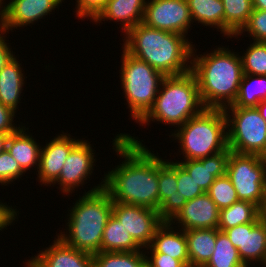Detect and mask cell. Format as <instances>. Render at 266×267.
<instances>
[{
    "mask_svg": "<svg viewBox=\"0 0 266 267\" xmlns=\"http://www.w3.org/2000/svg\"><path fill=\"white\" fill-rule=\"evenodd\" d=\"M255 77L243 73L236 100L229 107L252 108L262 100H266V75H258V77L256 75ZM252 78L253 80H251Z\"/></svg>",
    "mask_w": 266,
    "mask_h": 267,
    "instance_id": "4316f807",
    "label": "cell"
},
{
    "mask_svg": "<svg viewBox=\"0 0 266 267\" xmlns=\"http://www.w3.org/2000/svg\"><path fill=\"white\" fill-rule=\"evenodd\" d=\"M108 0H77V16L94 20L105 7Z\"/></svg>",
    "mask_w": 266,
    "mask_h": 267,
    "instance_id": "8d00e7d4",
    "label": "cell"
},
{
    "mask_svg": "<svg viewBox=\"0 0 266 267\" xmlns=\"http://www.w3.org/2000/svg\"><path fill=\"white\" fill-rule=\"evenodd\" d=\"M60 135L41 148L37 172L40 182L45 185L55 183L69 153L81 141L70 138V135L69 137L66 134Z\"/></svg>",
    "mask_w": 266,
    "mask_h": 267,
    "instance_id": "2e32d148",
    "label": "cell"
},
{
    "mask_svg": "<svg viewBox=\"0 0 266 267\" xmlns=\"http://www.w3.org/2000/svg\"><path fill=\"white\" fill-rule=\"evenodd\" d=\"M147 257V267H187L181 260L175 259L163 253H151Z\"/></svg>",
    "mask_w": 266,
    "mask_h": 267,
    "instance_id": "f35d334b",
    "label": "cell"
},
{
    "mask_svg": "<svg viewBox=\"0 0 266 267\" xmlns=\"http://www.w3.org/2000/svg\"><path fill=\"white\" fill-rule=\"evenodd\" d=\"M224 5V35L238 34L253 11L252 0H222Z\"/></svg>",
    "mask_w": 266,
    "mask_h": 267,
    "instance_id": "f1b7e54d",
    "label": "cell"
},
{
    "mask_svg": "<svg viewBox=\"0 0 266 267\" xmlns=\"http://www.w3.org/2000/svg\"><path fill=\"white\" fill-rule=\"evenodd\" d=\"M230 152L227 147L224 151L199 160H186L178 163L203 191L207 192L216 178L226 175Z\"/></svg>",
    "mask_w": 266,
    "mask_h": 267,
    "instance_id": "ac0fdd59",
    "label": "cell"
},
{
    "mask_svg": "<svg viewBox=\"0 0 266 267\" xmlns=\"http://www.w3.org/2000/svg\"><path fill=\"white\" fill-rule=\"evenodd\" d=\"M171 224L168 219H165L156 229L151 245L145 248H150L152 253L167 254L190 267L185 231L175 232L172 230L173 227H170Z\"/></svg>",
    "mask_w": 266,
    "mask_h": 267,
    "instance_id": "d6986e66",
    "label": "cell"
},
{
    "mask_svg": "<svg viewBox=\"0 0 266 267\" xmlns=\"http://www.w3.org/2000/svg\"><path fill=\"white\" fill-rule=\"evenodd\" d=\"M243 31L249 32L255 42H266V10L253 9L248 22L235 36Z\"/></svg>",
    "mask_w": 266,
    "mask_h": 267,
    "instance_id": "e575fe53",
    "label": "cell"
},
{
    "mask_svg": "<svg viewBox=\"0 0 266 267\" xmlns=\"http://www.w3.org/2000/svg\"><path fill=\"white\" fill-rule=\"evenodd\" d=\"M125 35L127 39L123 49L164 76H177L191 71L190 65L185 63L195 55L185 35L150 28L144 23L129 29Z\"/></svg>",
    "mask_w": 266,
    "mask_h": 267,
    "instance_id": "7a4b0ae2",
    "label": "cell"
},
{
    "mask_svg": "<svg viewBox=\"0 0 266 267\" xmlns=\"http://www.w3.org/2000/svg\"><path fill=\"white\" fill-rule=\"evenodd\" d=\"M192 21L187 0H151L146 2L143 23L154 29L184 35Z\"/></svg>",
    "mask_w": 266,
    "mask_h": 267,
    "instance_id": "30bf717a",
    "label": "cell"
},
{
    "mask_svg": "<svg viewBox=\"0 0 266 267\" xmlns=\"http://www.w3.org/2000/svg\"><path fill=\"white\" fill-rule=\"evenodd\" d=\"M62 0H11L0 10V26L8 30L23 27L50 14Z\"/></svg>",
    "mask_w": 266,
    "mask_h": 267,
    "instance_id": "5bb4252c",
    "label": "cell"
},
{
    "mask_svg": "<svg viewBox=\"0 0 266 267\" xmlns=\"http://www.w3.org/2000/svg\"><path fill=\"white\" fill-rule=\"evenodd\" d=\"M203 267H246L225 232L216 228L215 250Z\"/></svg>",
    "mask_w": 266,
    "mask_h": 267,
    "instance_id": "f546056e",
    "label": "cell"
},
{
    "mask_svg": "<svg viewBox=\"0 0 266 267\" xmlns=\"http://www.w3.org/2000/svg\"><path fill=\"white\" fill-rule=\"evenodd\" d=\"M207 193L219 210L239 201L237 192L227 175L216 178Z\"/></svg>",
    "mask_w": 266,
    "mask_h": 267,
    "instance_id": "d6a6232c",
    "label": "cell"
},
{
    "mask_svg": "<svg viewBox=\"0 0 266 267\" xmlns=\"http://www.w3.org/2000/svg\"><path fill=\"white\" fill-rule=\"evenodd\" d=\"M196 57L190 61L191 72L197 80L204 107L224 109L232 105L243 76L241 56L220 47L212 53Z\"/></svg>",
    "mask_w": 266,
    "mask_h": 267,
    "instance_id": "3957f363",
    "label": "cell"
},
{
    "mask_svg": "<svg viewBox=\"0 0 266 267\" xmlns=\"http://www.w3.org/2000/svg\"><path fill=\"white\" fill-rule=\"evenodd\" d=\"M134 252H99L93 255L94 267H147V256Z\"/></svg>",
    "mask_w": 266,
    "mask_h": 267,
    "instance_id": "4dcf8cb0",
    "label": "cell"
},
{
    "mask_svg": "<svg viewBox=\"0 0 266 267\" xmlns=\"http://www.w3.org/2000/svg\"><path fill=\"white\" fill-rule=\"evenodd\" d=\"M14 116L15 111L0 102V133L10 135L20 129L12 124Z\"/></svg>",
    "mask_w": 266,
    "mask_h": 267,
    "instance_id": "74e56055",
    "label": "cell"
},
{
    "mask_svg": "<svg viewBox=\"0 0 266 267\" xmlns=\"http://www.w3.org/2000/svg\"><path fill=\"white\" fill-rule=\"evenodd\" d=\"M146 2L145 0H108L94 22L97 23L102 19L121 21L125 33L137 24L143 23Z\"/></svg>",
    "mask_w": 266,
    "mask_h": 267,
    "instance_id": "ffe728a7",
    "label": "cell"
},
{
    "mask_svg": "<svg viewBox=\"0 0 266 267\" xmlns=\"http://www.w3.org/2000/svg\"><path fill=\"white\" fill-rule=\"evenodd\" d=\"M192 20L217 26L224 33V5L222 0H187Z\"/></svg>",
    "mask_w": 266,
    "mask_h": 267,
    "instance_id": "83f0119b",
    "label": "cell"
},
{
    "mask_svg": "<svg viewBox=\"0 0 266 267\" xmlns=\"http://www.w3.org/2000/svg\"><path fill=\"white\" fill-rule=\"evenodd\" d=\"M253 9L266 10V0H252Z\"/></svg>",
    "mask_w": 266,
    "mask_h": 267,
    "instance_id": "b9f144b4",
    "label": "cell"
},
{
    "mask_svg": "<svg viewBox=\"0 0 266 267\" xmlns=\"http://www.w3.org/2000/svg\"><path fill=\"white\" fill-rule=\"evenodd\" d=\"M247 267L251 261L266 266V220L240 224L224 231ZM250 261V262H248Z\"/></svg>",
    "mask_w": 266,
    "mask_h": 267,
    "instance_id": "7c38bea8",
    "label": "cell"
},
{
    "mask_svg": "<svg viewBox=\"0 0 266 267\" xmlns=\"http://www.w3.org/2000/svg\"><path fill=\"white\" fill-rule=\"evenodd\" d=\"M113 145L125 161L103 179L112 201L159 211L158 156L128 134L117 135Z\"/></svg>",
    "mask_w": 266,
    "mask_h": 267,
    "instance_id": "6da1fadb",
    "label": "cell"
},
{
    "mask_svg": "<svg viewBox=\"0 0 266 267\" xmlns=\"http://www.w3.org/2000/svg\"><path fill=\"white\" fill-rule=\"evenodd\" d=\"M142 248L112 214L102 235V252H134Z\"/></svg>",
    "mask_w": 266,
    "mask_h": 267,
    "instance_id": "d4e9b609",
    "label": "cell"
},
{
    "mask_svg": "<svg viewBox=\"0 0 266 267\" xmlns=\"http://www.w3.org/2000/svg\"><path fill=\"white\" fill-rule=\"evenodd\" d=\"M112 214L141 247L151 244L156 229L166 219L155 209L119 202H113Z\"/></svg>",
    "mask_w": 266,
    "mask_h": 267,
    "instance_id": "8fae6325",
    "label": "cell"
},
{
    "mask_svg": "<svg viewBox=\"0 0 266 267\" xmlns=\"http://www.w3.org/2000/svg\"><path fill=\"white\" fill-rule=\"evenodd\" d=\"M161 85L160 89L163 90L159 89L153 107L139 123L147 124L153 119L173 126H182L205 109L197 80L191 71L177 76H165Z\"/></svg>",
    "mask_w": 266,
    "mask_h": 267,
    "instance_id": "5b68a950",
    "label": "cell"
},
{
    "mask_svg": "<svg viewBox=\"0 0 266 267\" xmlns=\"http://www.w3.org/2000/svg\"><path fill=\"white\" fill-rule=\"evenodd\" d=\"M28 260V267H94L93 255L65 244L59 237L45 251Z\"/></svg>",
    "mask_w": 266,
    "mask_h": 267,
    "instance_id": "e0dca14e",
    "label": "cell"
},
{
    "mask_svg": "<svg viewBox=\"0 0 266 267\" xmlns=\"http://www.w3.org/2000/svg\"><path fill=\"white\" fill-rule=\"evenodd\" d=\"M87 141H80L69 153L59 178L55 181L60 184L63 193H69L91 175L95 153ZM90 174V175H88Z\"/></svg>",
    "mask_w": 266,
    "mask_h": 267,
    "instance_id": "9a60e30c",
    "label": "cell"
},
{
    "mask_svg": "<svg viewBox=\"0 0 266 267\" xmlns=\"http://www.w3.org/2000/svg\"><path fill=\"white\" fill-rule=\"evenodd\" d=\"M262 217L266 220V202H265V205L262 209Z\"/></svg>",
    "mask_w": 266,
    "mask_h": 267,
    "instance_id": "f6af8a7d",
    "label": "cell"
},
{
    "mask_svg": "<svg viewBox=\"0 0 266 267\" xmlns=\"http://www.w3.org/2000/svg\"><path fill=\"white\" fill-rule=\"evenodd\" d=\"M16 211L11 207L5 206L4 204H0V230L4 229V227L9 226L10 223L15 220Z\"/></svg>",
    "mask_w": 266,
    "mask_h": 267,
    "instance_id": "60d3db41",
    "label": "cell"
},
{
    "mask_svg": "<svg viewBox=\"0 0 266 267\" xmlns=\"http://www.w3.org/2000/svg\"><path fill=\"white\" fill-rule=\"evenodd\" d=\"M257 110L259 111L262 118L266 121V100H262L257 106Z\"/></svg>",
    "mask_w": 266,
    "mask_h": 267,
    "instance_id": "7bdbcfd3",
    "label": "cell"
},
{
    "mask_svg": "<svg viewBox=\"0 0 266 267\" xmlns=\"http://www.w3.org/2000/svg\"><path fill=\"white\" fill-rule=\"evenodd\" d=\"M6 31H7L6 29L0 26L1 34L6 33ZM1 34H0V70L14 57L11 50L9 49V46L3 39L4 36L2 37Z\"/></svg>",
    "mask_w": 266,
    "mask_h": 267,
    "instance_id": "ab89813d",
    "label": "cell"
},
{
    "mask_svg": "<svg viewBox=\"0 0 266 267\" xmlns=\"http://www.w3.org/2000/svg\"><path fill=\"white\" fill-rule=\"evenodd\" d=\"M227 109H231L232 119ZM223 110L227 118V126L232 125L227 130V146L230 151L264 157L266 155V121L257 108L227 106Z\"/></svg>",
    "mask_w": 266,
    "mask_h": 267,
    "instance_id": "ba28073f",
    "label": "cell"
},
{
    "mask_svg": "<svg viewBox=\"0 0 266 267\" xmlns=\"http://www.w3.org/2000/svg\"><path fill=\"white\" fill-rule=\"evenodd\" d=\"M220 210L207 192L186 201L167 219L177 220L181 230L218 228Z\"/></svg>",
    "mask_w": 266,
    "mask_h": 267,
    "instance_id": "4fadbf2b",
    "label": "cell"
},
{
    "mask_svg": "<svg viewBox=\"0 0 266 267\" xmlns=\"http://www.w3.org/2000/svg\"><path fill=\"white\" fill-rule=\"evenodd\" d=\"M243 73L266 75V42H253L241 57Z\"/></svg>",
    "mask_w": 266,
    "mask_h": 267,
    "instance_id": "1f68e13d",
    "label": "cell"
},
{
    "mask_svg": "<svg viewBox=\"0 0 266 267\" xmlns=\"http://www.w3.org/2000/svg\"><path fill=\"white\" fill-rule=\"evenodd\" d=\"M24 173L18 162L5 149L0 153V183H6L16 180Z\"/></svg>",
    "mask_w": 266,
    "mask_h": 267,
    "instance_id": "d590c367",
    "label": "cell"
},
{
    "mask_svg": "<svg viewBox=\"0 0 266 267\" xmlns=\"http://www.w3.org/2000/svg\"><path fill=\"white\" fill-rule=\"evenodd\" d=\"M71 210L69 234L61 233L58 237L77 250L92 255L101 252L103 231L113 213V201L104 184L85 193Z\"/></svg>",
    "mask_w": 266,
    "mask_h": 267,
    "instance_id": "277c9868",
    "label": "cell"
},
{
    "mask_svg": "<svg viewBox=\"0 0 266 267\" xmlns=\"http://www.w3.org/2000/svg\"><path fill=\"white\" fill-rule=\"evenodd\" d=\"M190 267H203L215 250L216 228L184 230Z\"/></svg>",
    "mask_w": 266,
    "mask_h": 267,
    "instance_id": "603a6c76",
    "label": "cell"
},
{
    "mask_svg": "<svg viewBox=\"0 0 266 267\" xmlns=\"http://www.w3.org/2000/svg\"><path fill=\"white\" fill-rule=\"evenodd\" d=\"M226 175L239 200L252 202L263 209L266 202V160L263 156L231 151Z\"/></svg>",
    "mask_w": 266,
    "mask_h": 267,
    "instance_id": "9c48e42d",
    "label": "cell"
},
{
    "mask_svg": "<svg viewBox=\"0 0 266 267\" xmlns=\"http://www.w3.org/2000/svg\"><path fill=\"white\" fill-rule=\"evenodd\" d=\"M178 207L186 201L203 194V189L194 181L187 171L177 162Z\"/></svg>",
    "mask_w": 266,
    "mask_h": 267,
    "instance_id": "836d02e7",
    "label": "cell"
},
{
    "mask_svg": "<svg viewBox=\"0 0 266 267\" xmlns=\"http://www.w3.org/2000/svg\"><path fill=\"white\" fill-rule=\"evenodd\" d=\"M159 212L167 219L178 208L177 163L158 158Z\"/></svg>",
    "mask_w": 266,
    "mask_h": 267,
    "instance_id": "44dd1931",
    "label": "cell"
},
{
    "mask_svg": "<svg viewBox=\"0 0 266 267\" xmlns=\"http://www.w3.org/2000/svg\"><path fill=\"white\" fill-rule=\"evenodd\" d=\"M2 1H3V0H0V8H2V7H1V6H2Z\"/></svg>",
    "mask_w": 266,
    "mask_h": 267,
    "instance_id": "bcb514c9",
    "label": "cell"
},
{
    "mask_svg": "<svg viewBox=\"0 0 266 267\" xmlns=\"http://www.w3.org/2000/svg\"><path fill=\"white\" fill-rule=\"evenodd\" d=\"M22 69L13 57L0 70V102L16 111L24 84Z\"/></svg>",
    "mask_w": 266,
    "mask_h": 267,
    "instance_id": "cb8c5ba5",
    "label": "cell"
},
{
    "mask_svg": "<svg viewBox=\"0 0 266 267\" xmlns=\"http://www.w3.org/2000/svg\"><path fill=\"white\" fill-rule=\"evenodd\" d=\"M227 118L223 109L205 108L187 120L173 136L181 143L185 160H199L224 151Z\"/></svg>",
    "mask_w": 266,
    "mask_h": 267,
    "instance_id": "8992f818",
    "label": "cell"
},
{
    "mask_svg": "<svg viewBox=\"0 0 266 267\" xmlns=\"http://www.w3.org/2000/svg\"><path fill=\"white\" fill-rule=\"evenodd\" d=\"M262 218V210L257 205L239 200L220 210L218 229L224 232L240 224L259 222Z\"/></svg>",
    "mask_w": 266,
    "mask_h": 267,
    "instance_id": "484cf974",
    "label": "cell"
},
{
    "mask_svg": "<svg viewBox=\"0 0 266 267\" xmlns=\"http://www.w3.org/2000/svg\"><path fill=\"white\" fill-rule=\"evenodd\" d=\"M25 128L22 127L17 132L10 134L6 146L9 154L18 162L24 172L34 164L38 165L37 169L39 168L41 153V146L39 148L32 136L24 133L26 132Z\"/></svg>",
    "mask_w": 266,
    "mask_h": 267,
    "instance_id": "7402d4cb",
    "label": "cell"
},
{
    "mask_svg": "<svg viewBox=\"0 0 266 267\" xmlns=\"http://www.w3.org/2000/svg\"><path fill=\"white\" fill-rule=\"evenodd\" d=\"M9 135L0 133V153L6 149Z\"/></svg>",
    "mask_w": 266,
    "mask_h": 267,
    "instance_id": "ee69618b",
    "label": "cell"
},
{
    "mask_svg": "<svg viewBox=\"0 0 266 267\" xmlns=\"http://www.w3.org/2000/svg\"><path fill=\"white\" fill-rule=\"evenodd\" d=\"M122 55L120 74L125 97L132 112L131 116L139 122L153 107L158 87L165 76L125 50Z\"/></svg>",
    "mask_w": 266,
    "mask_h": 267,
    "instance_id": "52a82bcc",
    "label": "cell"
}]
</instances>
